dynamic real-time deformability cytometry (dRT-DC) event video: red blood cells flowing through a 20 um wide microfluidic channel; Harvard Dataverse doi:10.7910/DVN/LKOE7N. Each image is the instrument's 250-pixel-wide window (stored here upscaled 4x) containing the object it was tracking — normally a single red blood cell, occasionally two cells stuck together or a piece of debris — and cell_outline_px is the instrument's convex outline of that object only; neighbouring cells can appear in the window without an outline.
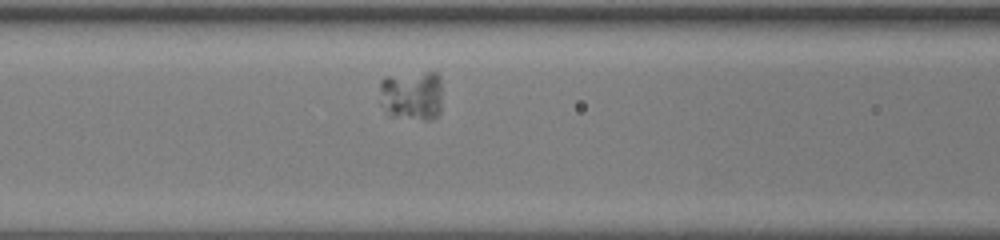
{"species": "human", "species_latin": "Homo sapiens", "temperature_condition": "room temperature", "stored_images_in_passage": 32, "camera_frame_rate_fps": 3000, "um_per_image_px": 0.085, "donor": {"sex": "female"}, "frame": {"image": 1, "passage_image": 9, "time_ms": 2.667, "image_size_px": [1000, 240], "cell_outline_px": [[440, 112], [436, 116], [428, 120], [424, 120], [396, 116], [380, 104], [380, 80], [384, 76], [424, 72], [436, 72], [440, 76]], "centroid_in_image_um": [35.0, 8.07], "position_along_channel_um": 131.6, "area_um2": 18.15}}
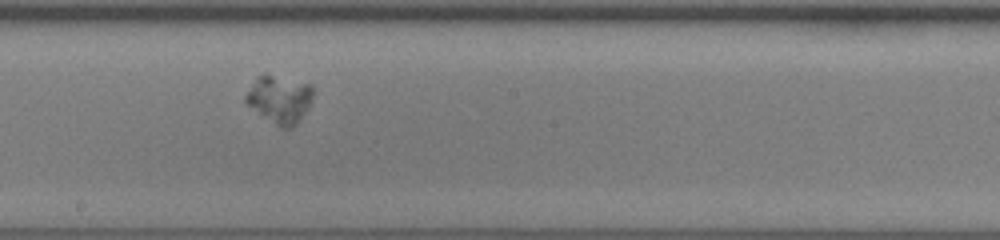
{"frame": {"image": 2, "passage_image": 16, "time_ms": 5.0, "image_size_px": [1000, 240], "cell_outline_px": [[312, 96], [308, 108], [296, 124], [288, 128], [280, 128], [248, 104], [244, 100], [244, 96], [256, 76], [264, 72], [312, 84]], "centroid_in_image_um": [23.75, 8.38], "position_along_channel_um": 224.5, "area_um2": 18.67}}
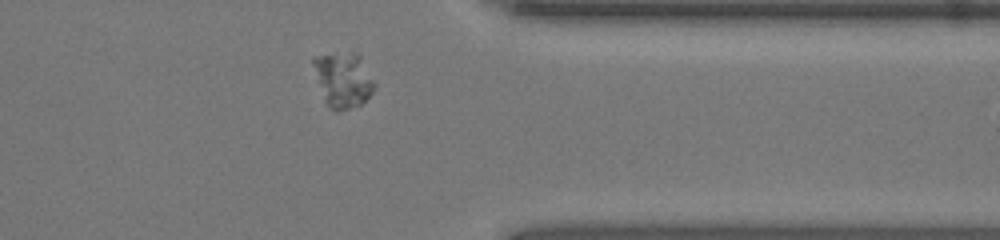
{"frame": {"image": 3, "passage_image": 28, "time_ms": 9.0, "image_size_px": [1000, 240], "cell_outline_px": [[376, 84], [372, 92], [360, 104], [348, 108], [328, 108], [324, 100], [312, 64], [312, 56], [352, 52], [360, 56]], "centroid_in_image_um": [29.15, 6.75], "position_along_channel_um": 382.3, "area_um2": 19.13}}